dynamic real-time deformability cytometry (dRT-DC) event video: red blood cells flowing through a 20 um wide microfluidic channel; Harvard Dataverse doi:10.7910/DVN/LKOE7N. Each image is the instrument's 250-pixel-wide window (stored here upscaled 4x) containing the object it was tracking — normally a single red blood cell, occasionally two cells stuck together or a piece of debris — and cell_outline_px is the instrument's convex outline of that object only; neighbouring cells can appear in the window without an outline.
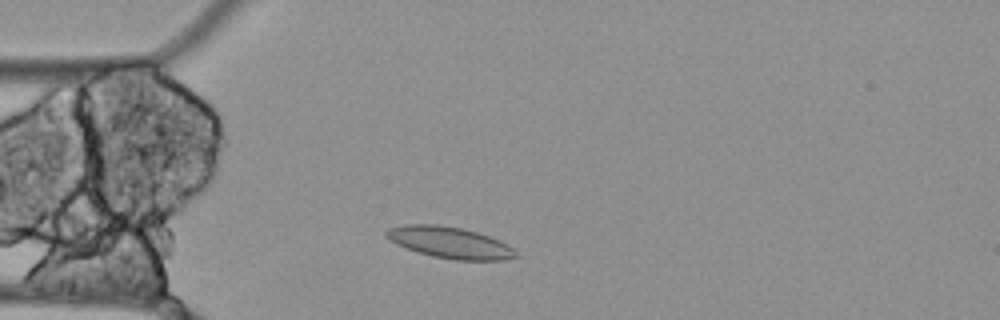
{"species": "Egyptian fruit bat (a non-hibernating species)", "species_latin": "Rousettus aegyptiacus", "temperature_condition": "cold", "stored_images_in_passage": 49, "camera_frame_rate_fps": 3000, "um_per_image_px": 0.085, "animal": {"sex": "female"}, "frame": {"image": 1, "passage_image": 7, "time_ms": 2.0, "image_size_px": [1000, 320], "cell_outline_px": [[520, 256], [504, 260], [452, 260], [432, 256], [396, 244], [388, 240], [384, 236], [384, 232], [388, 228], [404, 224], [436, 224], [460, 228], [476, 232], [500, 240], [512, 248]], "centroid_in_image_um": [38.2, 20.61], "position_along_channel_um": 46.8, "area_um2": 23.7}}
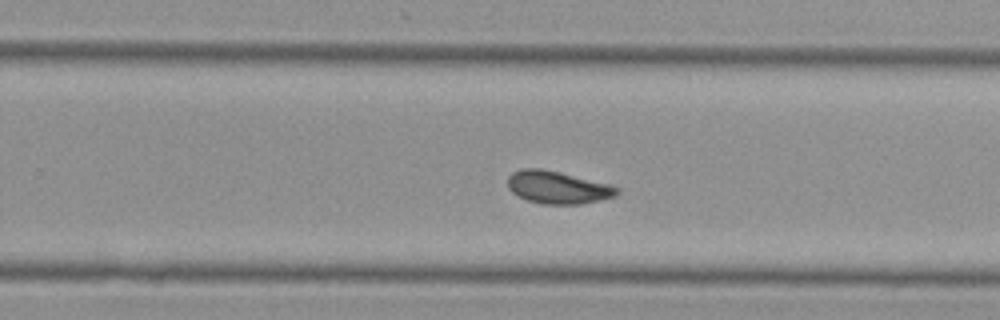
{"frame": {"image": 2, "passage_image": 28, "time_ms": 9.0, "image_size_px": [1000, 320], "cell_outline_px": [[620, 192], [616, 196], [600, 200], [580, 204], [544, 204], [528, 200], [512, 192], [508, 188], [508, 176], [512, 172], [520, 168], [540, 168], [560, 172], [612, 184], [620, 188]], "centroid_in_image_um": [47.44, 15.91], "position_along_channel_um": 282.4, "area_um2": 20.92}}
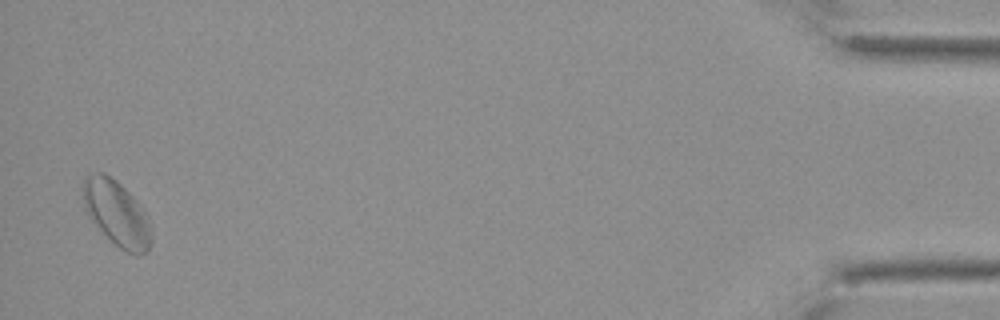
{"frame": {"image": 3, "passage_image": 48, "time_ms": 15.667, "image_size_px": [1000, 320], "cell_outline_px": [[152, 240], [148, 252], [140, 256], [136, 256], [120, 248], [88, 216], [84, 208], [80, 188], [84, 176], [96, 172], [104, 172], [112, 176], [136, 200], [148, 216], [152, 232]], "centroid_in_image_um": [9.91, 18.1], "position_along_channel_um": 425.3, "area_um2": 26.36}, "authors_computed_cell_mechanics": {"area_um2": 20.9814, "velocity_mm_per_s": 3.4249, "shape_relaxation_time_tau1_ms": null, "shape_relaxation_time_tau2_ms": 5.4025, "deformation_change_tau1": null, "deformation_change_tau2": 0.0645}}